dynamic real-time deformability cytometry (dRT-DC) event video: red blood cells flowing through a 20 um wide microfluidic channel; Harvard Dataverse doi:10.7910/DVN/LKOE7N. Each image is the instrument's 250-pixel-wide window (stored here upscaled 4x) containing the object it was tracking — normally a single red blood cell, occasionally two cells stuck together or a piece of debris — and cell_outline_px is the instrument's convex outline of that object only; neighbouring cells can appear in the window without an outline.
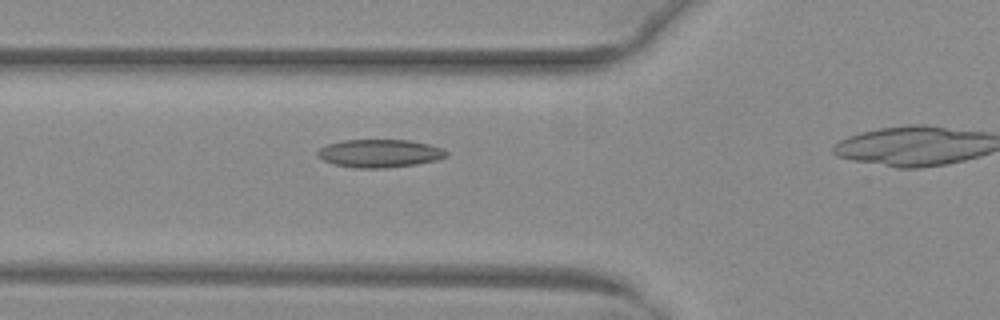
{"species": "common noctule bat (a hibernating species)", "species_latin": "Nyctalus noctula", "temperature_condition": "warm", "stored_images_in_passage": 39, "camera_frame_rate_fps": 3000, "um_per_image_px": 0.085, "animal": {"sex": "female", "body_mass_g": 29.2, "forearm_length_mm": 56.3}, "frame": {"image": 1, "passage_image": 14, "time_ms": 4.333, "image_size_px": [1000, 320], "cell_outline_px": [[448, 156], [436, 160], [416, 164], [384, 168], [356, 168], [332, 164], [324, 160], [316, 152], [320, 148], [328, 144], [340, 140], [408, 140], [428, 144], [444, 148], [448, 152]], "centroid_in_image_um": [32.28, 13.03], "position_along_channel_um": 93.5, "area_um2": 21.04}}
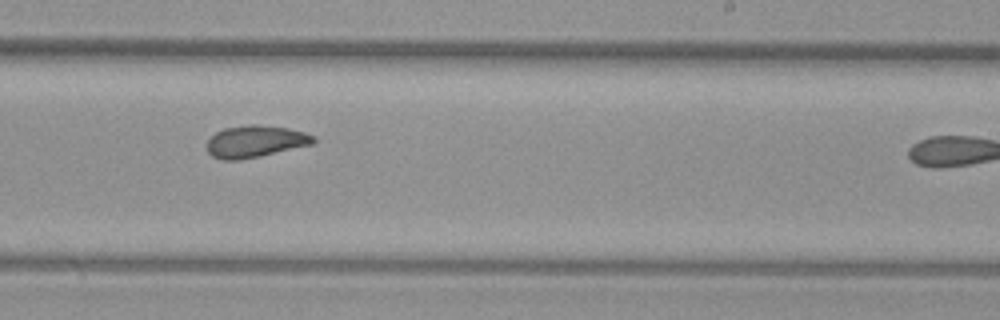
{"frame": {"image": 2, "passage_image": 27, "time_ms": 8.667, "image_size_px": [1000, 320], "cell_outline_px": [[316, 140], [312, 144], [260, 156], [240, 160], [220, 160], [212, 156], [208, 152], [208, 140], [216, 132], [224, 128], [248, 124], [256, 124], [288, 128], [304, 132], [316, 136]], "centroid_in_image_um": [21.7, 12.02], "position_along_channel_um": 267.3, "area_um2": 19.83}}
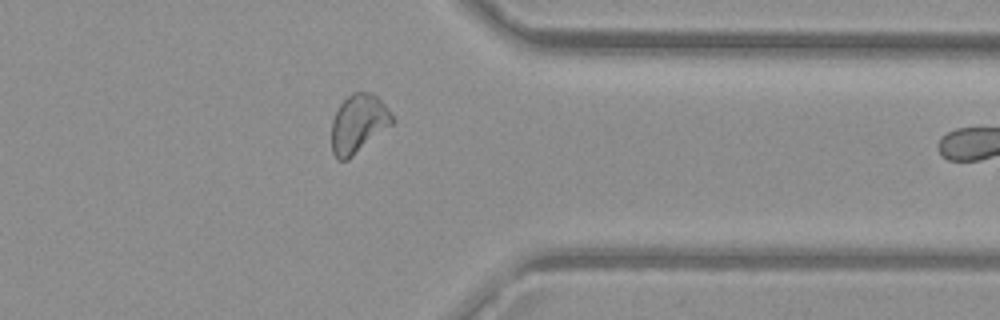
{"frame": {"image": 3, "passage_image": 36, "time_ms": 11.667, "image_size_px": [1000, 320], "cell_outline_px": [[396, 120], [392, 124], [348, 160], [336, 160], [332, 152], [332, 120], [340, 104], [352, 92], [372, 92], [384, 104]], "centroid_in_image_um": [30.46, 10.52], "position_along_channel_um": 380.9, "area_um2": 20.58}}